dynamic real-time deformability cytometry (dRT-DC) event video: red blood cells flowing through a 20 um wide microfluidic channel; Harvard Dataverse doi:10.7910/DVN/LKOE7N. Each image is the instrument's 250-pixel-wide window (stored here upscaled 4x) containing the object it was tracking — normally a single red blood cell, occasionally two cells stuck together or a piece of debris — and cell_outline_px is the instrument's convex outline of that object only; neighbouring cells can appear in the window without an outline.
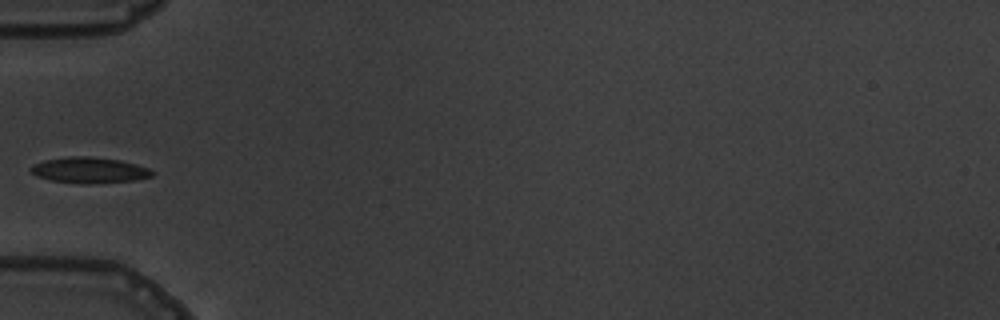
{"species": "common noctule bat (a hibernating species)", "species_latin": "Nyctalus noctula", "temperature_condition": "warm", "stored_images_in_passage": 7, "camera_frame_rate_fps": 3000, "um_per_image_px": 0.085, "animal": {"sex": "male", "body_mass_g": 19.5, "forearm_length_mm": 54.6}, "frame": {"image": 1, "passage_image": 7, "time_ms": 7.667, "image_size_px": [1000, 320], "cell_outline_px": [[156, 172], [152, 176], [136, 180], [96, 184], [80, 184], [52, 180], [36, 176], [28, 168], [32, 164], [44, 160], [68, 156], [92, 156], [120, 160], [136, 164], [148, 168]], "centroid_in_image_um": [7.59, 14.46], "position_along_channel_um": 77.4, "area_um2": 18.61}}